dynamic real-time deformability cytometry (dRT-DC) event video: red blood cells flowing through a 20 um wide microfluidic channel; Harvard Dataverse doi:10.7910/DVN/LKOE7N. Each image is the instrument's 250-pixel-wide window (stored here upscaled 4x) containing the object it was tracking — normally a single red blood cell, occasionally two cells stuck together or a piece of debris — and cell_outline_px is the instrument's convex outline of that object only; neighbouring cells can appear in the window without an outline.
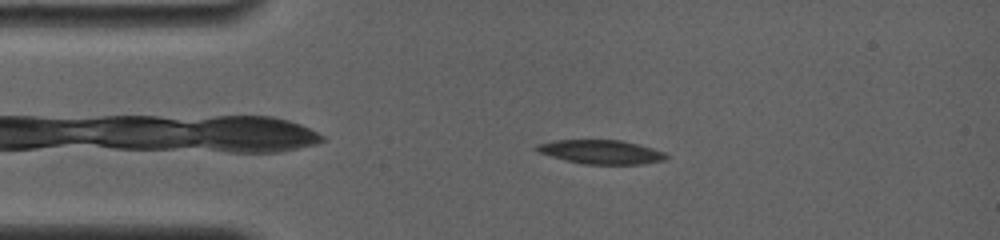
{"species": "common noctule bat (a hibernating species)", "species_latin": "Nyctalus noctula", "temperature_condition": "room temperature", "stored_images_in_passage": 9, "camera_frame_rate_fps": 4000, "um_per_image_px": 0.085, "animal": {"sex": "female", "body_mass_g": 19.0, "forearm_length_mm": 56.7}, "frame": {"image": 1, "passage_image": 4, "time_ms": 1.75, "image_size_px": [1000, 240], "cell_outline_px": [[668, 156], [664, 160], [640, 164], [584, 164], [536, 152], [532, 148], [536, 144], [552, 140], [620, 140], [640, 144], [664, 152]], "centroid_in_image_um": [51.04, 12.9], "position_along_channel_um": 34.0, "area_um2": 18.09}}
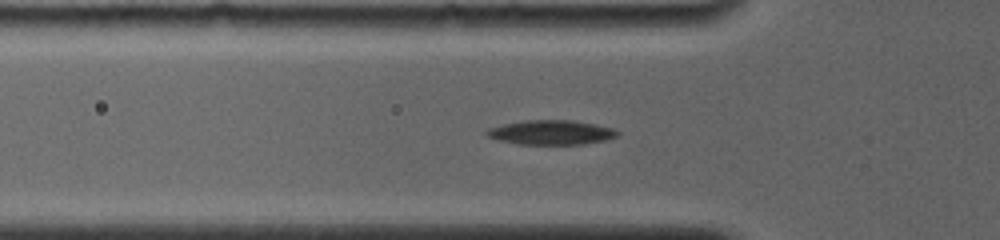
{"frame": {"image": 2, "passage_image": 8, "time_ms": 3.75, "image_size_px": [1000, 240], "cell_outline_px": [[620, 132], [616, 136], [604, 140], [584, 144], [520, 144], [500, 140], [488, 136], [484, 132], [488, 128], [504, 124], [524, 120], [572, 120], [596, 124], [612, 128]], "centroid_in_image_um": [46.85, 11.25], "position_along_channel_um": 79.0, "area_um2": 18.5}}